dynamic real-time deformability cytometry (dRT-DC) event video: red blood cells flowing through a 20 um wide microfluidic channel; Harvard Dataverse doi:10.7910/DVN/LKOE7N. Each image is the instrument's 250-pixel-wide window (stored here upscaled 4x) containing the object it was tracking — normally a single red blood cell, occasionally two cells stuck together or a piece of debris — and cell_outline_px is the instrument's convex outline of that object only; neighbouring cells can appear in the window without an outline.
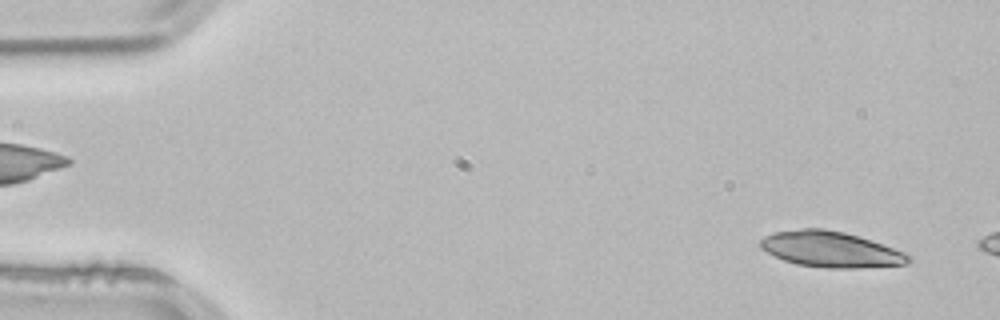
{"species": "common noctule bat (a hibernating species)", "species_latin": "Nyctalus noctula", "temperature_condition": "room temperature", "stored_images_in_passage": 7, "camera_frame_rate_fps": 3000, "um_per_image_px": 0.085, "animal": {"sex": "male", "body_mass_g": 21.5, "forearm_length_mm": 52.0}, "frame": {"image": 1, "passage_image": 2, "time_ms": 0.333, "image_size_px": [1000, 320], "cell_outline_px": [[912, 260], [908, 264], [856, 268], [828, 268], [796, 264], [784, 260], [760, 248], [760, 240], [764, 236], [772, 232], [800, 228], [824, 228], [844, 232], [904, 252], [912, 256]], "centroid_in_image_um": [70.58, 21.19], "position_along_channel_um": 14.4, "area_um2": 30.69}}